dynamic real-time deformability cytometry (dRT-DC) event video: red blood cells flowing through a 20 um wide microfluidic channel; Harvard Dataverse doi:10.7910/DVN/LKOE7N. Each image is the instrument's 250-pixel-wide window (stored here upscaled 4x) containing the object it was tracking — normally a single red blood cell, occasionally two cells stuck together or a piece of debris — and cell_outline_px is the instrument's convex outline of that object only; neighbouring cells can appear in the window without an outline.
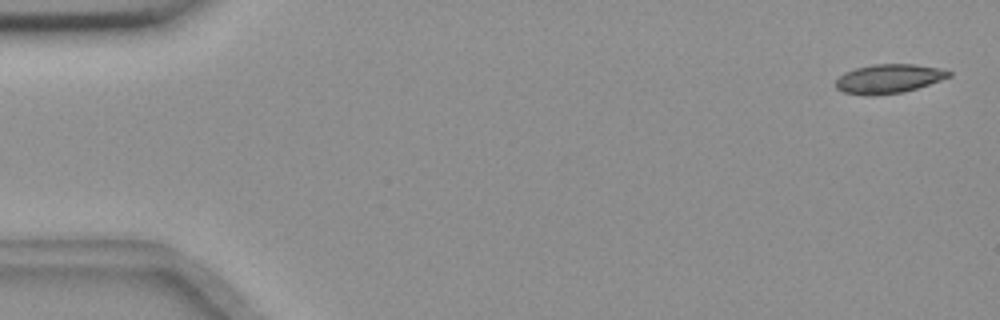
{"species": "common noctule bat (a hibernating species)", "species_latin": "Nyctalus noctula", "temperature_condition": "room temperature", "stored_images_in_passage": 56, "camera_frame_rate_fps": 3000, "um_per_image_px": 0.085, "animal": {"sex": "female", "body_mass_g": 18.4}, "frame": {"image": 1, "passage_image": 2, "time_ms": 0.333, "image_size_px": [1000, 320], "cell_outline_px": [[952, 76], [904, 92], [872, 96], [864, 96], [844, 92], [836, 88], [836, 80], [844, 72], [856, 68], [876, 64], [916, 64], [936, 68], [952, 72]], "centroid_in_image_um": [75.51, 6.7], "position_along_channel_um": 9.5, "area_um2": 19.07}}
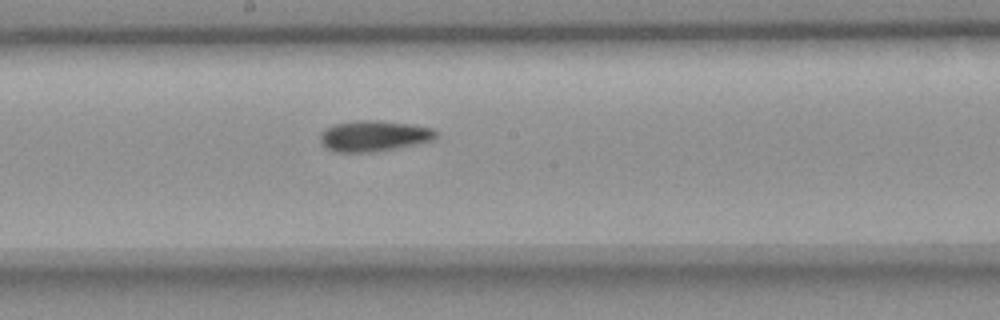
{"frame": {"image": 2, "passage_image": 30, "time_ms": 9.667, "image_size_px": [1000, 320], "cell_outline_px": [[436, 136], [432, 140], [392, 148], [368, 152], [336, 152], [320, 144], [320, 132], [324, 128], [332, 124], [360, 120], [380, 120], [408, 124], [432, 128], [436, 132]], "centroid_in_image_um": [31.68, 11.54], "position_along_channel_um": 216.5, "area_um2": 20.52}}
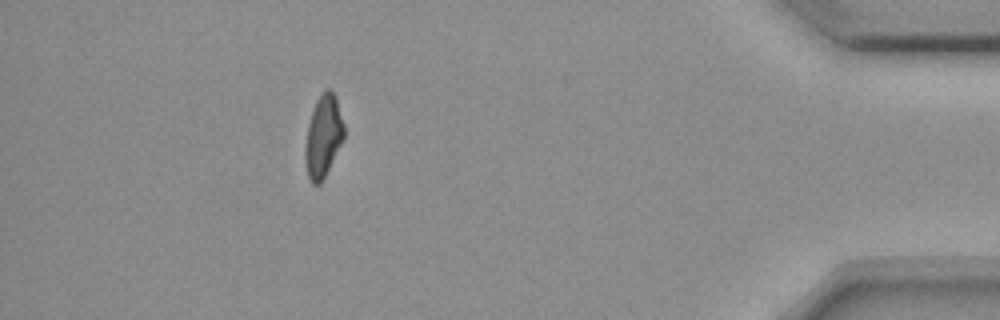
{"frame": {"image": 3, "passage_image": 50, "time_ms": 16.333, "image_size_px": [1000, 320], "cell_outline_px": [[344, 136], [320, 184], [312, 184], [308, 176], [304, 160], [304, 148], [308, 124], [312, 108], [320, 92], [324, 88], [328, 88], [336, 96], [344, 124]], "centroid_in_image_um": [27.45, 11.51], "position_along_channel_um": 407.8, "area_um2": 18.55}, "authors_computed_cell_mechanics": {"area_um2": 19.5942, "velocity_mm_per_s": 3.656, "shape_relaxation_time_tau1_ms": null, "shape_relaxation_time_tau2_ms": 3.8792, "deformation_change_tau1": null, "deformation_change_tau2": 0.1023}}